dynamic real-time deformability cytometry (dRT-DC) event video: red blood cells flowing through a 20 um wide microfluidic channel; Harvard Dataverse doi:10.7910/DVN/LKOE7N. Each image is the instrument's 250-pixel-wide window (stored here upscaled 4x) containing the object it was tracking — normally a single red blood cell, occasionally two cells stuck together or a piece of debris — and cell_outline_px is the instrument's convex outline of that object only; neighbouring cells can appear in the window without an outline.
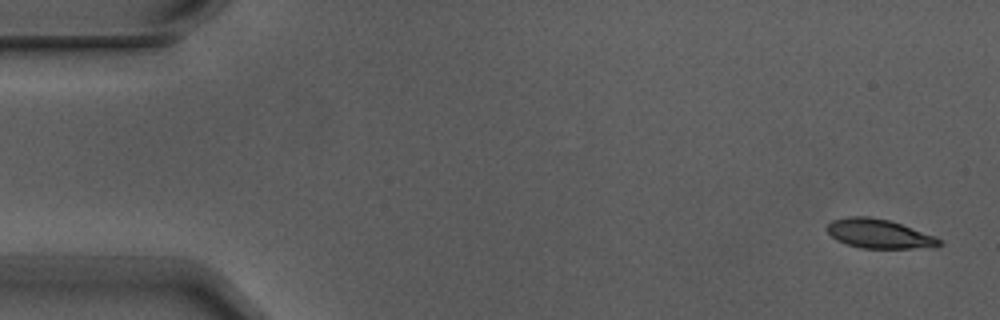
{"species": "Egyptian fruit bat (a non-hibernating species)", "species_latin": "Rousettus aegyptiacus", "temperature_condition": "warm", "stored_images_in_passage": 6, "camera_frame_rate_fps": 3000, "um_per_image_px": 0.085, "animal": {"sex": "male"}, "frame": {"image": 1, "passage_image": 1, "time_ms": 0.0, "image_size_px": [1000, 320], "cell_outline_px": [[944, 244], [936, 248], [860, 248], [836, 240], [824, 228], [832, 220], [848, 216], [868, 216], [888, 220], [936, 236], [944, 240]], "centroid_in_image_um": [74.77, 19.88], "position_along_channel_um": 10.2, "area_um2": 19.31}}
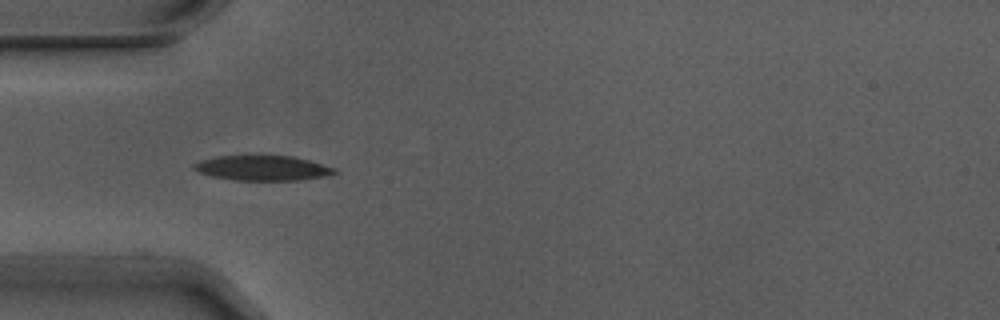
{"frame": {"image": 2, "passage_image": 5, "time_ms": 1.333, "image_size_px": [1000, 320], "cell_outline_px": [[340, 172], [328, 176], [300, 180], [236, 180], [212, 176], [200, 172], [192, 168], [192, 164], [200, 160], [216, 156], [292, 156], [308, 160], [336, 168]], "centroid_in_image_um": [22.35, 14.28], "position_along_channel_um": 62.6, "area_um2": 20.46}}